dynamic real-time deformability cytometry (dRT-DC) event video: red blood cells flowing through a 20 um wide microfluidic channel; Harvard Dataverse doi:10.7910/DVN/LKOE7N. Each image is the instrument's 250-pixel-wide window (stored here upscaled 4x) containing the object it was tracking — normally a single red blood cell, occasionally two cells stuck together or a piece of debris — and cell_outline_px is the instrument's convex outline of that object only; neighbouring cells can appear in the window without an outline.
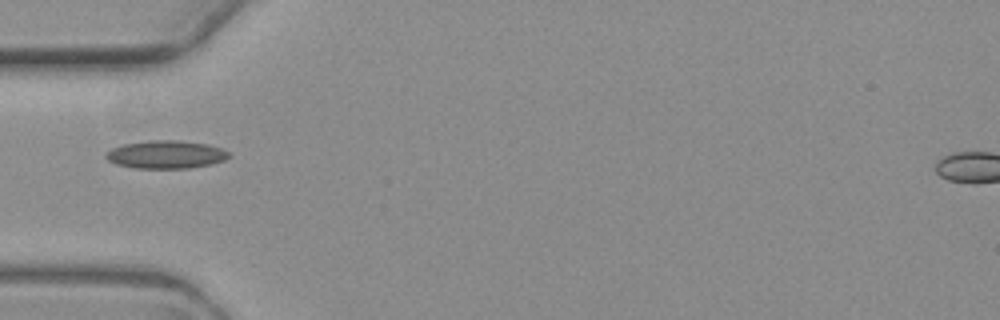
{"species": "common noctule bat (a hibernating species)", "species_latin": "Nyctalus noctula", "temperature_condition": "warm", "stored_images_in_passage": 1, "camera_frame_rate_fps": 3000, "um_per_image_px": 0.085, "animal": {"sex": "female", "body_mass_g": 19.3, "forearm_length_mm": 54.1}, "frame": {"image": 1, "passage_image": 1, "time_ms": 0.0, "image_size_px": [1000, 320], "cell_outline_px": [[232, 156], [224, 160], [208, 164], [188, 168], [132, 168], [116, 164], [108, 160], [104, 156], [112, 148], [124, 144], [152, 140], [176, 140], [208, 144], [220, 148], [228, 152]], "centroid_in_image_um": [14.1, 13.13], "position_along_channel_um": 70.9, "area_um2": 19.88}}